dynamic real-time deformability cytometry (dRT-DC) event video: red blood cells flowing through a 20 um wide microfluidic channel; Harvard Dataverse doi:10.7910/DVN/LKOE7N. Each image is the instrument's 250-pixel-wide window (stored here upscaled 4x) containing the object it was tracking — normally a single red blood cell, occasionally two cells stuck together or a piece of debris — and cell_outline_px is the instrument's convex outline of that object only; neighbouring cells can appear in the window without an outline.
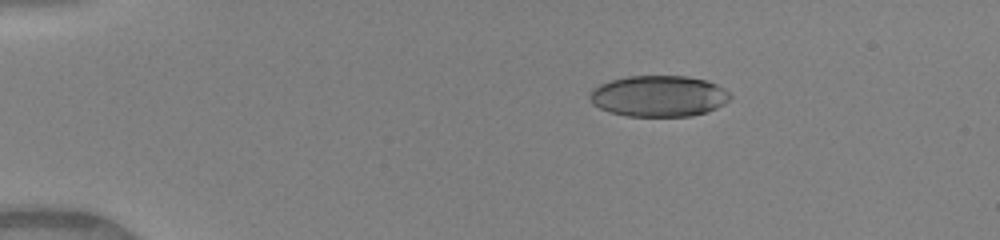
{"species": "human", "species_latin": "Homo sapiens", "temperature_condition": "warm", "stored_images_in_passage": 41, "camera_frame_rate_fps": 3000, "um_per_image_px": 0.085, "donor": {"sex": "female"}, "frame": {"image": 1, "passage_image": 1, "time_ms": 0.0, "image_size_px": [1000, 240], "cell_outline_px": [[732, 96], [724, 104], [708, 112], [692, 116], [628, 116], [608, 112], [592, 104], [588, 96], [588, 92], [592, 88], [600, 84], [612, 80], [628, 76], [688, 76], [708, 80], [724, 88]], "centroid_in_image_um": [55.98, 8.17], "position_along_channel_um": 29.0, "area_um2": 33.99}}
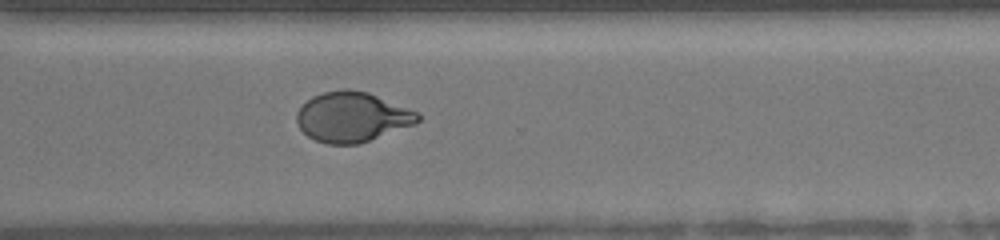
{"frame": {"image": 2, "passage_image": 29, "time_ms": 9.333, "image_size_px": [1000, 240], "cell_outline_px": [[420, 120], [416, 124], [360, 144], [328, 144], [316, 140], [308, 136], [296, 124], [296, 112], [312, 96], [324, 92], [344, 88], [348, 88], [368, 92], [420, 112]], "centroid_in_image_um": [29.96, 9.94], "position_along_channel_um": 340.6, "area_um2": 35.55}}
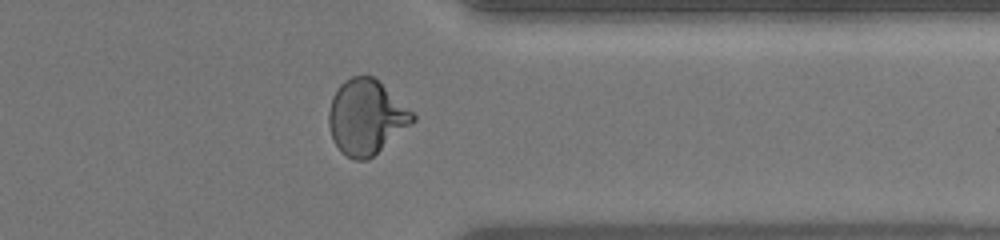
{"frame": {"image": 3, "passage_image": 32, "time_ms": 10.333, "image_size_px": [1000, 240], "cell_outline_px": [[416, 120], [412, 124], [368, 160], [356, 160], [340, 152], [332, 136], [328, 124], [328, 112], [332, 96], [340, 84], [344, 80], [352, 76], [372, 76], [412, 112], [416, 116]], "centroid_in_image_um": [31.1, 9.97], "position_along_channel_um": 380.3, "area_um2": 36.13}, "authors_computed_cell_mechanics": {"area_um2": 35.6048, "velocity_mm_per_s": 4.154, "shape_relaxation_time_tau1_ms": 6.6989, "shape_relaxation_time_tau2_ms": null, "deformation_change_tau1": 0.2319, "deformation_change_tau2": null}}